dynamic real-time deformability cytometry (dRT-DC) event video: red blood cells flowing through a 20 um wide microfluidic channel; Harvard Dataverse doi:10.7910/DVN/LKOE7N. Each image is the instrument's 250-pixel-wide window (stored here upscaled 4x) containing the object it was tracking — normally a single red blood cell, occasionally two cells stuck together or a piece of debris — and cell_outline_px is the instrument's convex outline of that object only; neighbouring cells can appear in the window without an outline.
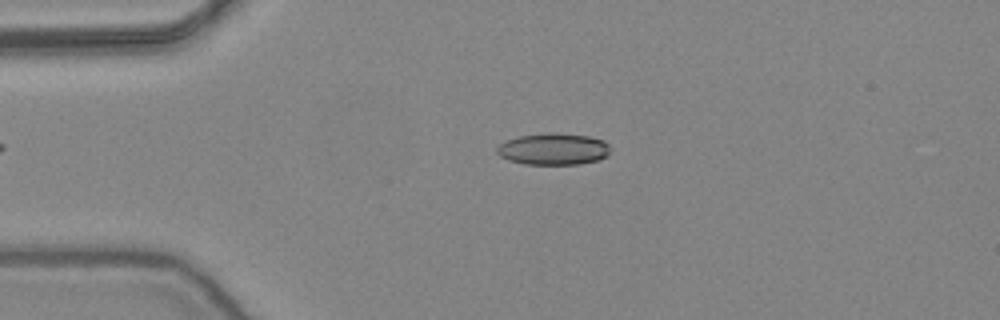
{"species": "common noctule bat (a hibernating species)", "species_latin": "Nyctalus noctula", "temperature_condition": "warm", "stored_images_in_passage": 46, "camera_frame_rate_fps": 3000, "um_per_image_px": 0.085, "animal": {"sex": "female", "body_mass_g": 24.6, "forearm_length_mm": 56.2}, "frame": {"image": 1, "passage_image": 11, "time_ms": 3.333, "image_size_px": [1000, 320], "cell_outline_px": [[612, 152], [608, 156], [600, 160], [580, 164], [524, 164], [508, 160], [500, 156], [496, 152], [496, 148], [504, 140], [520, 136], [552, 132], [556, 132], [588, 136], [604, 140], [612, 148]], "centroid_in_image_um": [47.08, 12.67], "position_along_channel_um": 37.9, "area_um2": 21.33}}
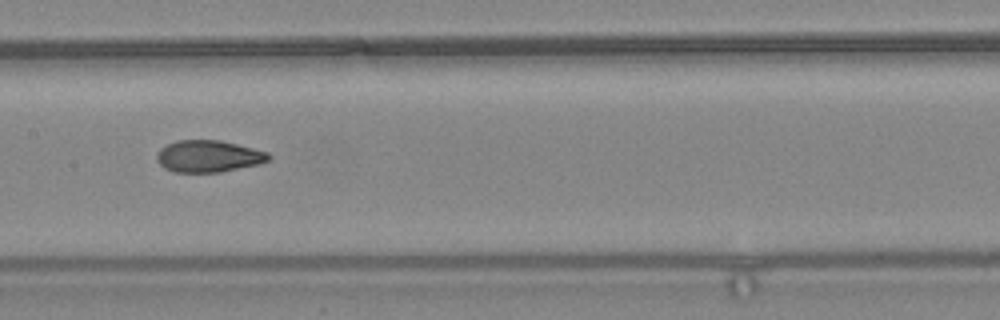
{"frame": {"image": 2, "passage_image": 25, "time_ms": 8.0, "image_size_px": [1000, 320], "cell_outline_px": [[272, 156], [268, 160], [260, 164], [220, 172], [172, 172], [164, 168], [156, 160], [156, 152], [160, 148], [176, 140], [220, 140], [268, 152]], "centroid_in_image_um": [17.69, 13.28], "position_along_channel_um": 189.7, "area_um2": 20.87}}
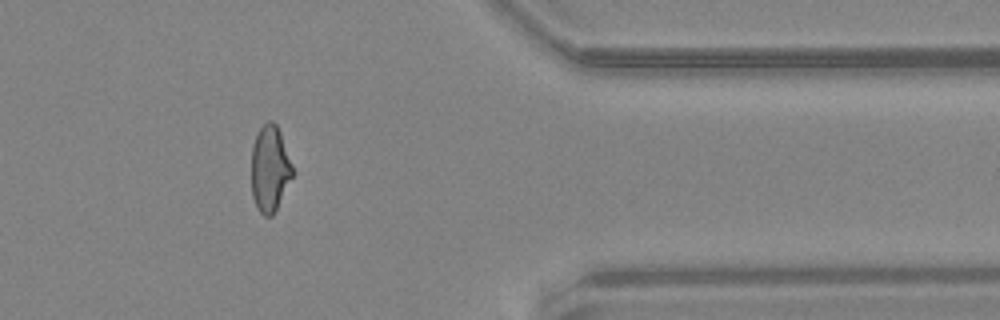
{"frame": {"image": 3, "passage_image": 42, "time_ms": 13.667, "image_size_px": [1000, 320], "cell_outline_px": [[292, 176], [272, 216], [264, 216], [256, 208], [252, 196], [252, 148], [256, 136], [260, 128], [268, 120], [272, 120], [276, 124], [280, 132], [292, 164]], "centroid_in_image_um": [22.92, 14.33], "position_along_channel_um": 388.5, "area_um2": 20.29}, "authors_computed_cell_mechanics": {"area_um2": 20.9236, "velocity_mm_per_s": 3.894, "shape_relaxation_time_tau1_ms": null, "shape_relaxation_time_tau2_ms": 1.5041, "deformation_change_tau1": null, "deformation_change_tau2": 0.0754}}